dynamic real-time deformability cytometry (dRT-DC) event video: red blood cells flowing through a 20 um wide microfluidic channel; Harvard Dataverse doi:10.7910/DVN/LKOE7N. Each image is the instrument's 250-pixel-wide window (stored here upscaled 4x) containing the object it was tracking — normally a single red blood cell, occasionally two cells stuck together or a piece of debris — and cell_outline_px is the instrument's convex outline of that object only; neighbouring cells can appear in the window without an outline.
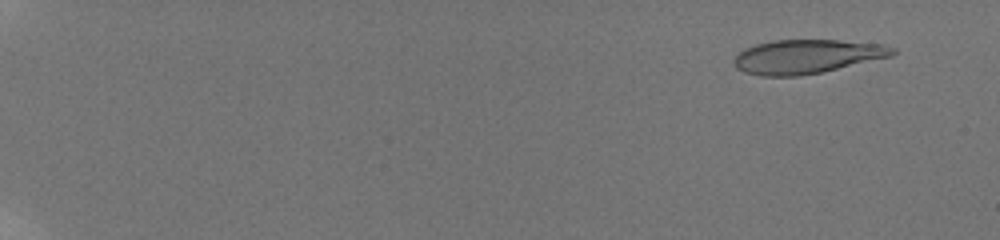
{"species": "human", "species_latin": "Homo sapiens", "temperature_condition": "room temperature", "stored_images_in_passage": 28, "camera_frame_rate_fps": 3000, "um_per_image_px": 0.085, "donor": {"sex": "male"}, "frame": {"image": 1, "passage_image": 6, "time_ms": 1.333, "image_size_px": [1000, 240], "cell_outline_px": [[896, 52], [892, 56], [820, 72], [800, 76], [760, 76], [744, 72], [736, 68], [732, 60], [744, 48], [756, 44], [772, 40], [836, 40], [884, 44], [896, 48]], "centroid_in_image_um": [68.56, 4.8], "position_along_channel_um": 16.4, "area_um2": 31.39}}
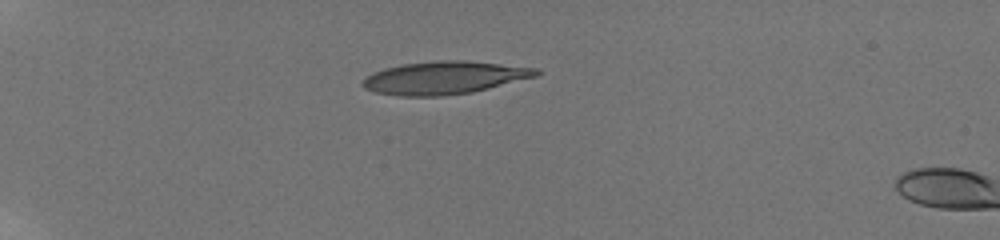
{"frame": {"image": 2, "passage_image": 23, "time_ms": 6.0, "image_size_px": [1000, 240], "cell_outline_px": [[544, 72], [536, 76], [472, 92], [440, 96], [400, 96], [376, 92], [364, 88], [360, 84], [372, 72], [384, 68], [404, 64], [436, 60], [464, 60], [540, 68]], "centroid_in_image_um": [37.79, 6.6], "position_along_channel_um": 47.2, "area_um2": 33.18}}